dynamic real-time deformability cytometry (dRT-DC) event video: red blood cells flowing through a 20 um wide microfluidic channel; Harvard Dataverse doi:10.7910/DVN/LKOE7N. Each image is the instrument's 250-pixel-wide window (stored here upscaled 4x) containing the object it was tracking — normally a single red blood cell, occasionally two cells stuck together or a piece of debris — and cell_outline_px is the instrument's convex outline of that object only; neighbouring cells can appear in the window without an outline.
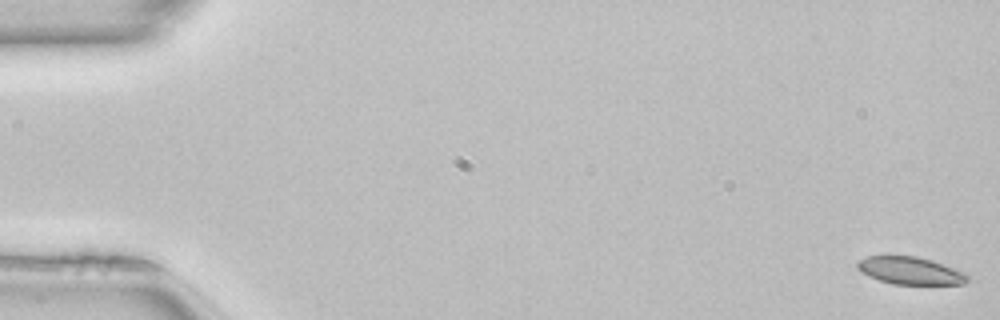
{"species": "common noctule bat (a hibernating species)", "species_latin": "Nyctalus noctula", "temperature_condition": "room temperature", "stored_images_in_passage": 51, "camera_frame_rate_fps": 3000, "um_per_image_px": 0.085, "animal": {"sex": "female", "body_mass_g": 22.7, "forearm_length_mm": 54.2}, "frame": {"image": 1, "passage_image": 1, "time_ms": 0.0, "image_size_px": [1000, 320], "cell_outline_px": [[968, 280], [964, 284], [892, 284], [868, 276], [860, 272], [856, 268], [856, 264], [860, 260], [868, 256], [916, 256], [932, 260], [964, 272], [968, 276]], "centroid_in_image_um": [77.35, 23.01], "position_along_channel_um": 7.7, "area_um2": 17.57}}
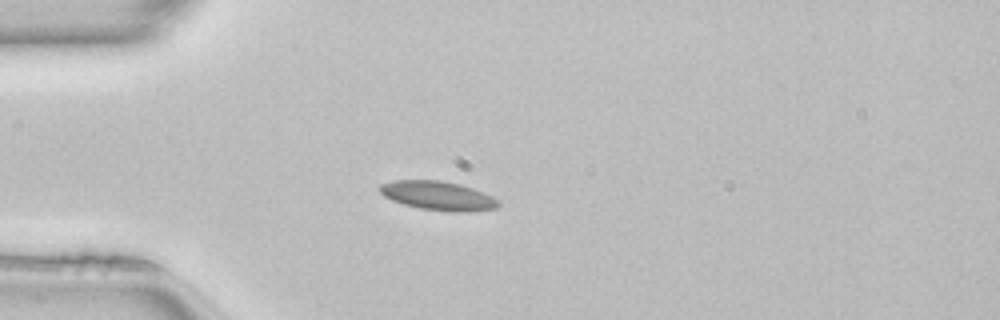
{"frame": {"image": 2, "passage_image": 14, "time_ms": 4.333, "image_size_px": [1000, 320], "cell_outline_px": [[500, 204], [496, 208], [464, 212], [452, 212], [420, 208], [404, 204], [392, 200], [384, 196], [376, 188], [380, 184], [392, 180], [440, 180], [460, 184], [472, 188], [492, 196]], "centroid_in_image_um": [37.18, 16.62], "position_along_channel_um": 47.8, "area_um2": 20.0}}
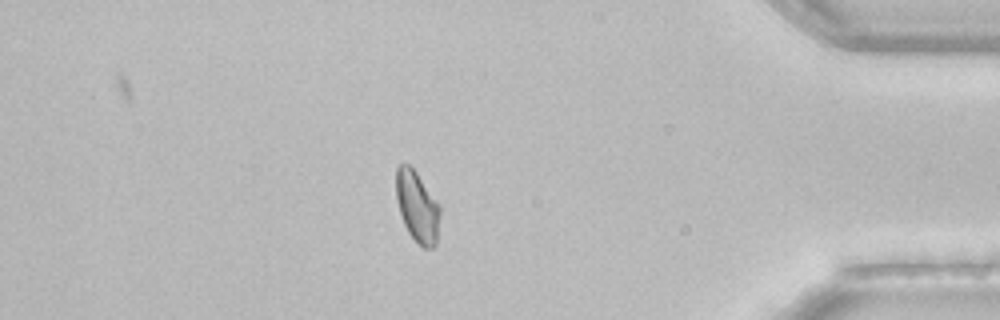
{"frame": {"image": 3, "passage_image": 44, "time_ms": 14.333, "image_size_px": [1000, 320], "cell_outline_px": [[440, 216], [436, 244], [432, 248], [424, 248], [408, 232], [404, 224], [400, 212], [396, 196], [396, 168], [400, 164], [408, 164], [416, 172], [440, 204]], "centroid_in_image_um": [35.48, 17.56], "position_along_channel_um": 399.7, "area_um2": 18.03}, "authors_computed_cell_mechanics": {"area_um2": 18.6694, "velocity_mm_per_s": 4.0671, "shape_relaxation_time_tau1_ms": 3.8729, "shape_relaxation_time_tau2_ms": 1.9682, "deformation_change_tau1": 0.079, "deformation_change_tau2": 0.0565}}